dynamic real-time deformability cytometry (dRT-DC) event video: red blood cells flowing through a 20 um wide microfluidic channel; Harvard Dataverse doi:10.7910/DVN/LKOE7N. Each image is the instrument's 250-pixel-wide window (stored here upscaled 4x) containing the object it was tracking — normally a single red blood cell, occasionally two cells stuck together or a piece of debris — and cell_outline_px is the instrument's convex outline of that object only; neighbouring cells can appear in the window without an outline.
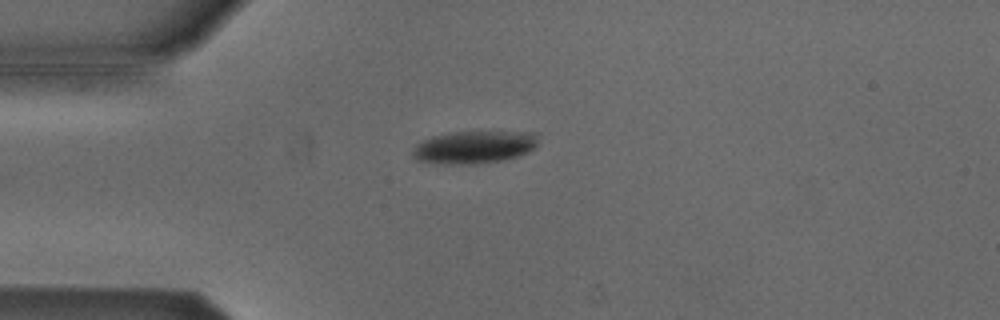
{"species": "Egyptian fruit bat (a non-hibernating species)", "species_latin": "Rousettus aegyptiacus", "temperature_condition": "cold", "stored_images_in_passage": 31, "camera_frame_rate_fps": 3000, "um_per_image_px": 0.085, "animal": {"sex": "male"}, "frame": {"image": 1, "passage_image": 4, "time_ms": 1.0, "image_size_px": [1000, 320], "cell_outline_px": [[536, 144], [528, 152], [516, 156], [500, 160], [472, 164], [444, 164], [416, 160], [412, 152], [416, 144], [432, 136], [456, 132], [536, 132]], "centroid_in_image_um": [40.27, 12.5], "position_along_channel_um": 44.7, "area_um2": 23.41}}
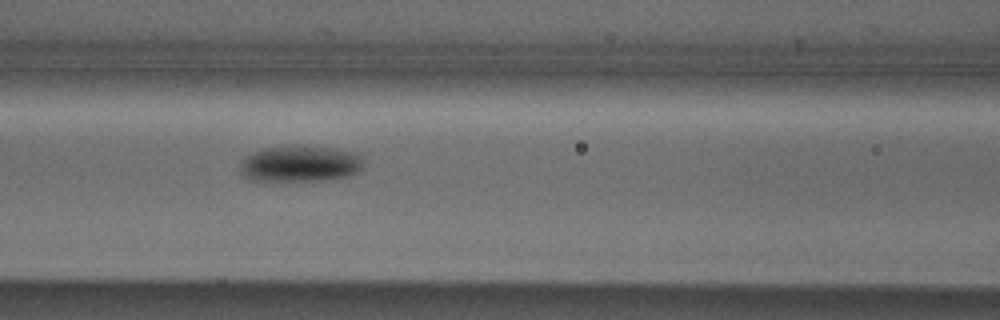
{"frame": {"image": 2, "passage_image": 13, "time_ms": 4.0, "image_size_px": [1000, 320], "cell_outline_px": [[360, 168], [356, 172], [348, 176], [320, 180], [252, 180], [244, 176], [240, 172], [240, 164], [244, 156], [252, 152], [264, 148], [288, 144], [296, 144], [332, 148], [356, 152], [360, 156]], "centroid_in_image_um": [25.44, 13.88], "position_along_channel_um": 141.2, "area_um2": 26.13}}
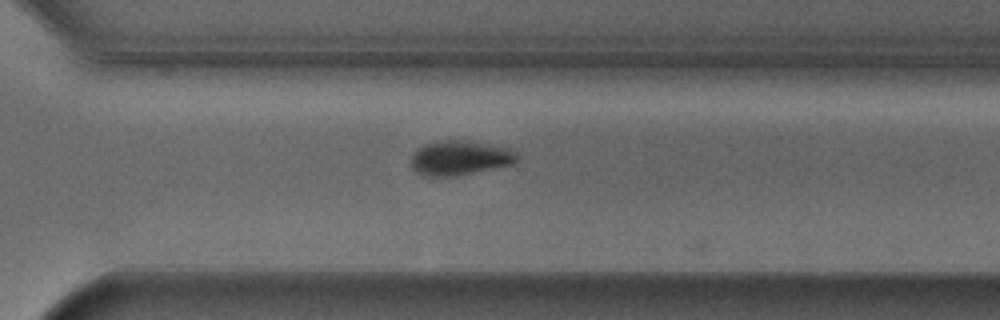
{"frame": {"image": 3, "passage_image": 28, "time_ms": 9.0, "image_size_px": [1000, 320], "cell_outline_px": [[520, 156], [512, 164], [460, 176], [424, 176], [416, 172], [412, 168], [412, 152], [424, 144], [436, 140], [472, 140], [508, 148], [516, 152]], "centroid_in_image_um": [39.08, 13.41], "position_along_channel_um": 331.5, "area_um2": 21.73}}